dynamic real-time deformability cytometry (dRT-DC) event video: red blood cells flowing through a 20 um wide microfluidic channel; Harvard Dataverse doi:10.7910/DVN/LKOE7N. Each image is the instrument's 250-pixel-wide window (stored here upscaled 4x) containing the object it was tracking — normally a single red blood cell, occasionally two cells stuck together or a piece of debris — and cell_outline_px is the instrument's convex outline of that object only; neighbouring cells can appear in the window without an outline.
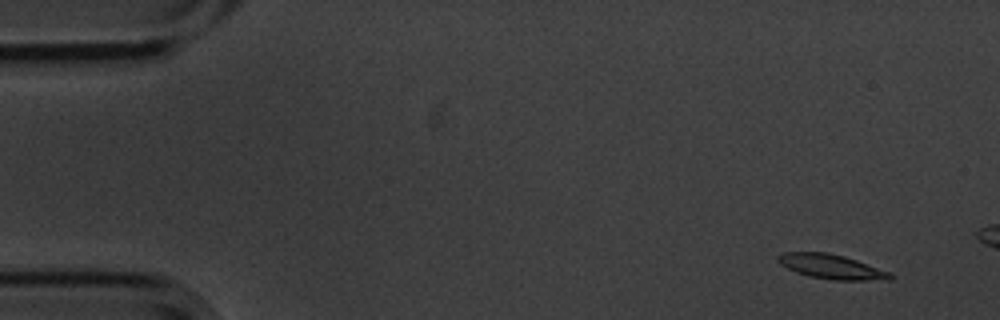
{"species": "common noctule bat (a hibernating species)", "species_latin": "Nyctalus noctula", "temperature_condition": "cold", "stored_images_in_passage": 4, "camera_frame_rate_fps": 3000, "um_per_image_px": 0.085, "animal": {"sex": "male", "body_mass_g": 20.1, "forearm_length_mm": 53.5}, "frame": {"image": 1, "passage_image": 1, "time_ms": 0.0, "image_size_px": [1000, 320], "cell_outline_px": [[892, 280], [832, 280], [808, 276], [796, 272], [780, 264], [776, 260], [776, 256], [780, 252], [828, 252], [844, 256], [856, 260], [888, 272], [892, 276]], "centroid_in_image_um": [70.6, 22.66], "position_along_channel_um": 14.4, "area_um2": 16.01}}